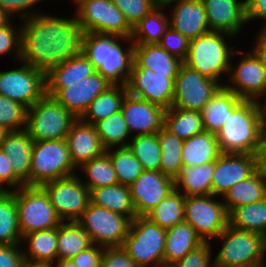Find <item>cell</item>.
Segmentation results:
<instances>
[{"instance_id": "51", "label": "cell", "mask_w": 266, "mask_h": 267, "mask_svg": "<svg viewBox=\"0 0 266 267\" xmlns=\"http://www.w3.org/2000/svg\"><path fill=\"white\" fill-rule=\"evenodd\" d=\"M43 1L45 0H0V9L6 11L12 19L17 16L16 18H18L20 22V20L23 21L27 18L43 13L38 10L36 12L34 7L40 2L43 3Z\"/></svg>"}, {"instance_id": "56", "label": "cell", "mask_w": 266, "mask_h": 267, "mask_svg": "<svg viewBox=\"0 0 266 267\" xmlns=\"http://www.w3.org/2000/svg\"><path fill=\"white\" fill-rule=\"evenodd\" d=\"M104 247L93 244L88 249L79 252L72 260L79 267H101Z\"/></svg>"}, {"instance_id": "25", "label": "cell", "mask_w": 266, "mask_h": 267, "mask_svg": "<svg viewBox=\"0 0 266 267\" xmlns=\"http://www.w3.org/2000/svg\"><path fill=\"white\" fill-rule=\"evenodd\" d=\"M34 140L26 129L6 132L0 149L9 157L15 175L30 186V164Z\"/></svg>"}, {"instance_id": "58", "label": "cell", "mask_w": 266, "mask_h": 267, "mask_svg": "<svg viewBox=\"0 0 266 267\" xmlns=\"http://www.w3.org/2000/svg\"><path fill=\"white\" fill-rule=\"evenodd\" d=\"M251 48L253 49V54L266 67V29L260 28Z\"/></svg>"}, {"instance_id": "26", "label": "cell", "mask_w": 266, "mask_h": 267, "mask_svg": "<svg viewBox=\"0 0 266 267\" xmlns=\"http://www.w3.org/2000/svg\"><path fill=\"white\" fill-rule=\"evenodd\" d=\"M133 61L139 68H148L157 74L168 75L174 81L183 63L159 44L134 45Z\"/></svg>"}, {"instance_id": "42", "label": "cell", "mask_w": 266, "mask_h": 267, "mask_svg": "<svg viewBox=\"0 0 266 267\" xmlns=\"http://www.w3.org/2000/svg\"><path fill=\"white\" fill-rule=\"evenodd\" d=\"M93 125L106 150L127 147L132 138L121 110L106 119L95 122ZM128 138L130 139L127 140Z\"/></svg>"}, {"instance_id": "67", "label": "cell", "mask_w": 266, "mask_h": 267, "mask_svg": "<svg viewBox=\"0 0 266 267\" xmlns=\"http://www.w3.org/2000/svg\"><path fill=\"white\" fill-rule=\"evenodd\" d=\"M153 267H174V266L173 264L162 263V264L154 265Z\"/></svg>"}, {"instance_id": "21", "label": "cell", "mask_w": 266, "mask_h": 267, "mask_svg": "<svg viewBox=\"0 0 266 267\" xmlns=\"http://www.w3.org/2000/svg\"><path fill=\"white\" fill-rule=\"evenodd\" d=\"M165 111L164 107L156 103L131 96L128 93L121 105V112L132 137L158 133L164 125Z\"/></svg>"}, {"instance_id": "61", "label": "cell", "mask_w": 266, "mask_h": 267, "mask_svg": "<svg viewBox=\"0 0 266 267\" xmlns=\"http://www.w3.org/2000/svg\"><path fill=\"white\" fill-rule=\"evenodd\" d=\"M53 265L54 267H79L72 259L56 261Z\"/></svg>"}, {"instance_id": "36", "label": "cell", "mask_w": 266, "mask_h": 267, "mask_svg": "<svg viewBox=\"0 0 266 267\" xmlns=\"http://www.w3.org/2000/svg\"><path fill=\"white\" fill-rule=\"evenodd\" d=\"M92 245L89 234L77 222H62L58 226L57 261L72 259Z\"/></svg>"}, {"instance_id": "9", "label": "cell", "mask_w": 266, "mask_h": 267, "mask_svg": "<svg viewBox=\"0 0 266 267\" xmlns=\"http://www.w3.org/2000/svg\"><path fill=\"white\" fill-rule=\"evenodd\" d=\"M18 224L22 236L58 227L62 221L41 186H23L15 190Z\"/></svg>"}, {"instance_id": "24", "label": "cell", "mask_w": 266, "mask_h": 267, "mask_svg": "<svg viewBox=\"0 0 266 267\" xmlns=\"http://www.w3.org/2000/svg\"><path fill=\"white\" fill-rule=\"evenodd\" d=\"M65 140L72 162L77 168L82 163L106 152L94 125L85 123L80 119L72 124Z\"/></svg>"}, {"instance_id": "16", "label": "cell", "mask_w": 266, "mask_h": 267, "mask_svg": "<svg viewBox=\"0 0 266 267\" xmlns=\"http://www.w3.org/2000/svg\"><path fill=\"white\" fill-rule=\"evenodd\" d=\"M245 52L240 49L242 57L236 65L231 59L229 77L224 86L241 99L258 101L266 90V67L252 51Z\"/></svg>"}, {"instance_id": "54", "label": "cell", "mask_w": 266, "mask_h": 267, "mask_svg": "<svg viewBox=\"0 0 266 267\" xmlns=\"http://www.w3.org/2000/svg\"><path fill=\"white\" fill-rule=\"evenodd\" d=\"M101 267H139L122 247H107L103 250Z\"/></svg>"}, {"instance_id": "49", "label": "cell", "mask_w": 266, "mask_h": 267, "mask_svg": "<svg viewBox=\"0 0 266 267\" xmlns=\"http://www.w3.org/2000/svg\"><path fill=\"white\" fill-rule=\"evenodd\" d=\"M15 25V26H14ZM17 26V27H16ZM12 54L14 60L20 61L21 57V21L20 25L12 22L0 29V56Z\"/></svg>"}, {"instance_id": "5", "label": "cell", "mask_w": 266, "mask_h": 267, "mask_svg": "<svg viewBox=\"0 0 266 267\" xmlns=\"http://www.w3.org/2000/svg\"><path fill=\"white\" fill-rule=\"evenodd\" d=\"M222 243L213 264L225 267H266V237L227 225L214 240ZM221 241V242H219Z\"/></svg>"}, {"instance_id": "1", "label": "cell", "mask_w": 266, "mask_h": 267, "mask_svg": "<svg viewBox=\"0 0 266 267\" xmlns=\"http://www.w3.org/2000/svg\"><path fill=\"white\" fill-rule=\"evenodd\" d=\"M82 35L76 15L61 18L43 11L21 21L20 61L46 74L81 52Z\"/></svg>"}, {"instance_id": "30", "label": "cell", "mask_w": 266, "mask_h": 267, "mask_svg": "<svg viewBox=\"0 0 266 267\" xmlns=\"http://www.w3.org/2000/svg\"><path fill=\"white\" fill-rule=\"evenodd\" d=\"M266 198V173L259 168L247 179L232 186L223 196L227 213L234 208Z\"/></svg>"}, {"instance_id": "40", "label": "cell", "mask_w": 266, "mask_h": 267, "mask_svg": "<svg viewBox=\"0 0 266 267\" xmlns=\"http://www.w3.org/2000/svg\"><path fill=\"white\" fill-rule=\"evenodd\" d=\"M15 191L0 192V245L21 244Z\"/></svg>"}, {"instance_id": "59", "label": "cell", "mask_w": 266, "mask_h": 267, "mask_svg": "<svg viewBox=\"0 0 266 267\" xmlns=\"http://www.w3.org/2000/svg\"><path fill=\"white\" fill-rule=\"evenodd\" d=\"M258 168L266 173V137L262 134L260 147L257 153Z\"/></svg>"}, {"instance_id": "22", "label": "cell", "mask_w": 266, "mask_h": 267, "mask_svg": "<svg viewBox=\"0 0 266 267\" xmlns=\"http://www.w3.org/2000/svg\"><path fill=\"white\" fill-rule=\"evenodd\" d=\"M210 31L225 32L238 37L246 26L245 0H201ZM245 25V26H244Z\"/></svg>"}, {"instance_id": "15", "label": "cell", "mask_w": 266, "mask_h": 267, "mask_svg": "<svg viewBox=\"0 0 266 267\" xmlns=\"http://www.w3.org/2000/svg\"><path fill=\"white\" fill-rule=\"evenodd\" d=\"M222 85L184 63L174 81L173 108L201 111Z\"/></svg>"}, {"instance_id": "45", "label": "cell", "mask_w": 266, "mask_h": 267, "mask_svg": "<svg viewBox=\"0 0 266 267\" xmlns=\"http://www.w3.org/2000/svg\"><path fill=\"white\" fill-rule=\"evenodd\" d=\"M127 147L144 170L160 171L161 148L157 133L133 136Z\"/></svg>"}, {"instance_id": "10", "label": "cell", "mask_w": 266, "mask_h": 267, "mask_svg": "<svg viewBox=\"0 0 266 267\" xmlns=\"http://www.w3.org/2000/svg\"><path fill=\"white\" fill-rule=\"evenodd\" d=\"M75 8L76 19L83 33L131 38L133 28L112 0H84Z\"/></svg>"}, {"instance_id": "52", "label": "cell", "mask_w": 266, "mask_h": 267, "mask_svg": "<svg viewBox=\"0 0 266 267\" xmlns=\"http://www.w3.org/2000/svg\"><path fill=\"white\" fill-rule=\"evenodd\" d=\"M158 44L169 54L178 57L182 61H184L187 57L189 40L170 26L165 31Z\"/></svg>"}, {"instance_id": "50", "label": "cell", "mask_w": 266, "mask_h": 267, "mask_svg": "<svg viewBox=\"0 0 266 267\" xmlns=\"http://www.w3.org/2000/svg\"><path fill=\"white\" fill-rule=\"evenodd\" d=\"M212 244L204 241L197 248L191 250L182 259L176 261L174 267H212Z\"/></svg>"}, {"instance_id": "13", "label": "cell", "mask_w": 266, "mask_h": 267, "mask_svg": "<svg viewBox=\"0 0 266 267\" xmlns=\"http://www.w3.org/2000/svg\"><path fill=\"white\" fill-rule=\"evenodd\" d=\"M79 175L77 173L41 186L62 222H77L90 203V191Z\"/></svg>"}, {"instance_id": "64", "label": "cell", "mask_w": 266, "mask_h": 267, "mask_svg": "<svg viewBox=\"0 0 266 267\" xmlns=\"http://www.w3.org/2000/svg\"><path fill=\"white\" fill-rule=\"evenodd\" d=\"M23 267H54V265H52V264H40V263L25 262Z\"/></svg>"}, {"instance_id": "44", "label": "cell", "mask_w": 266, "mask_h": 267, "mask_svg": "<svg viewBox=\"0 0 266 267\" xmlns=\"http://www.w3.org/2000/svg\"><path fill=\"white\" fill-rule=\"evenodd\" d=\"M77 170H80L87 177V181L81 177L80 179L88 189L111 186L118 183L110 157L106 153L82 163Z\"/></svg>"}, {"instance_id": "69", "label": "cell", "mask_w": 266, "mask_h": 267, "mask_svg": "<svg viewBox=\"0 0 266 267\" xmlns=\"http://www.w3.org/2000/svg\"><path fill=\"white\" fill-rule=\"evenodd\" d=\"M212 267H225V266H217V265H214V264H213V266H212Z\"/></svg>"}, {"instance_id": "47", "label": "cell", "mask_w": 266, "mask_h": 267, "mask_svg": "<svg viewBox=\"0 0 266 267\" xmlns=\"http://www.w3.org/2000/svg\"><path fill=\"white\" fill-rule=\"evenodd\" d=\"M27 110L21 103L0 95V126L7 132L26 129Z\"/></svg>"}, {"instance_id": "53", "label": "cell", "mask_w": 266, "mask_h": 267, "mask_svg": "<svg viewBox=\"0 0 266 267\" xmlns=\"http://www.w3.org/2000/svg\"><path fill=\"white\" fill-rule=\"evenodd\" d=\"M23 186L25 184L15 175L9 157L0 149V190L15 191Z\"/></svg>"}, {"instance_id": "32", "label": "cell", "mask_w": 266, "mask_h": 267, "mask_svg": "<svg viewBox=\"0 0 266 267\" xmlns=\"http://www.w3.org/2000/svg\"><path fill=\"white\" fill-rule=\"evenodd\" d=\"M203 242L195 229L185 221L166 229L164 263L174 264Z\"/></svg>"}, {"instance_id": "43", "label": "cell", "mask_w": 266, "mask_h": 267, "mask_svg": "<svg viewBox=\"0 0 266 267\" xmlns=\"http://www.w3.org/2000/svg\"><path fill=\"white\" fill-rule=\"evenodd\" d=\"M161 148L160 171L173 180L179 175L182 164L183 139L164 127L157 133Z\"/></svg>"}, {"instance_id": "6", "label": "cell", "mask_w": 266, "mask_h": 267, "mask_svg": "<svg viewBox=\"0 0 266 267\" xmlns=\"http://www.w3.org/2000/svg\"><path fill=\"white\" fill-rule=\"evenodd\" d=\"M65 139L34 141L30 164V186L77 174Z\"/></svg>"}, {"instance_id": "41", "label": "cell", "mask_w": 266, "mask_h": 267, "mask_svg": "<svg viewBox=\"0 0 266 267\" xmlns=\"http://www.w3.org/2000/svg\"><path fill=\"white\" fill-rule=\"evenodd\" d=\"M185 199L186 196L174 188L146 217L164 229L180 224L184 222Z\"/></svg>"}, {"instance_id": "3", "label": "cell", "mask_w": 266, "mask_h": 267, "mask_svg": "<svg viewBox=\"0 0 266 267\" xmlns=\"http://www.w3.org/2000/svg\"><path fill=\"white\" fill-rule=\"evenodd\" d=\"M258 102L243 100L216 133L221 153L257 155L262 137Z\"/></svg>"}, {"instance_id": "48", "label": "cell", "mask_w": 266, "mask_h": 267, "mask_svg": "<svg viewBox=\"0 0 266 267\" xmlns=\"http://www.w3.org/2000/svg\"><path fill=\"white\" fill-rule=\"evenodd\" d=\"M112 2L123 13L132 28L157 8L155 0H112Z\"/></svg>"}, {"instance_id": "7", "label": "cell", "mask_w": 266, "mask_h": 267, "mask_svg": "<svg viewBox=\"0 0 266 267\" xmlns=\"http://www.w3.org/2000/svg\"><path fill=\"white\" fill-rule=\"evenodd\" d=\"M165 242L166 229L146 216H136L121 247L139 267H153L164 263Z\"/></svg>"}, {"instance_id": "20", "label": "cell", "mask_w": 266, "mask_h": 267, "mask_svg": "<svg viewBox=\"0 0 266 267\" xmlns=\"http://www.w3.org/2000/svg\"><path fill=\"white\" fill-rule=\"evenodd\" d=\"M129 188L136 216H146L172 192L175 184L161 171L144 170Z\"/></svg>"}, {"instance_id": "31", "label": "cell", "mask_w": 266, "mask_h": 267, "mask_svg": "<svg viewBox=\"0 0 266 267\" xmlns=\"http://www.w3.org/2000/svg\"><path fill=\"white\" fill-rule=\"evenodd\" d=\"M90 203L95 206L128 216L131 220L136 217L129 186L117 183L89 189Z\"/></svg>"}, {"instance_id": "38", "label": "cell", "mask_w": 266, "mask_h": 267, "mask_svg": "<svg viewBox=\"0 0 266 267\" xmlns=\"http://www.w3.org/2000/svg\"><path fill=\"white\" fill-rule=\"evenodd\" d=\"M163 127L183 140L204 131L200 111L173 107L166 109Z\"/></svg>"}, {"instance_id": "4", "label": "cell", "mask_w": 266, "mask_h": 267, "mask_svg": "<svg viewBox=\"0 0 266 267\" xmlns=\"http://www.w3.org/2000/svg\"><path fill=\"white\" fill-rule=\"evenodd\" d=\"M228 38L231 40L235 37L225 32L209 31L191 39L183 63L224 86L221 78L226 74L228 76L231 59L240 54V50H234L227 43Z\"/></svg>"}, {"instance_id": "2", "label": "cell", "mask_w": 266, "mask_h": 267, "mask_svg": "<svg viewBox=\"0 0 266 267\" xmlns=\"http://www.w3.org/2000/svg\"><path fill=\"white\" fill-rule=\"evenodd\" d=\"M128 46L124 49L121 41ZM131 38L98 33H83L81 52L113 85H126L133 64Z\"/></svg>"}, {"instance_id": "35", "label": "cell", "mask_w": 266, "mask_h": 267, "mask_svg": "<svg viewBox=\"0 0 266 267\" xmlns=\"http://www.w3.org/2000/svg\"><path fill=\"white\" fill-rule=\"evenodd\" d=\"M126 94V85L110 86L89 104L79 119L88 124H94L101 119H106L121 110V105Z\"/></svg>"}, {"instance_id": "28", "label": "cell", "mask_w": 266, "mask_h": 267, "mask_svg": "<svg viewBox=\"0 0 266 267\" xmlns=\"http://www.w3.org/2000/svg\"><path fill=\"white\" fill-rule=\"evenodd\" d=\"M243 100L234 92L222 86L200 111L204 130L216 134Z\"/></svg>"}, {"instance_id": "68", "label": "cell", "mask_w": 266, "mask_h": 267, "mask_svg": "<svg viewBox=\"0 0 266 267\" xmlns=\"http://www.w3.org/2000/svg\"><path fill=\"white\" fill-rule=\"evenodd\" d=\"M82 1L84 0H72L71 2H73L72 4H75L77 6Z\"/></svg>"}, {"instance_id": "66", "label": "cell", "mask_w": 266, "mask_h": 267, "mask_svg": "<svg viewBox=\"0 0 266 267\" xmlns=\"http://www.w3.org/2000/svg\"><path fill=\"white\" fill-rule=\"evenodd\" d=\"M6 132L7 131L0 126V143L3 140V137H4Z\"/></svg>"}, {"instance_id": "14", "label": "cell", "mask_w": 266, "mask_h": 267, "mask_svg": "<svg viewBox=\"0 0 266 267\" xmlns=\"http://www.w3.org/2000/svg\"><path fill=\"white\" fill-rule=\"evenodd\" d=\"M18 69L0 71V95L30 108L46 94L45 73L19 61Z\"/></svg>"}, {"instance_id": "33", "label": "cell", "mask_w": 266, "mask_h": 267, "mask_svg": "<svg viewBox=\"0 0 266 267\" xmlns=\"http://www.w3.org/2000/svg\"><path fill=\"white\" fill-rule=\"evenodd\" d=\"M220 154L217 135L204 130L183 141L182 164L199 166L216 161Z\"/></svg>"}, {"instance_id": "57", "label": "cell", "mask_w": 266, "mask_h": 267, "mask_svg": "<svg viewBox=\"0 0 266 267\" xmlns=\"http://www.w3.org/2000/svg\"><path fill=\"white\" fill-rule=\"evenodd\" d=\"M246 20L250 21L263 19L261 29H266V0H245Z\"/></svg>"}, {"instance_id": "8", "label": "cell", "mask_w": 266, "mask_h": 267, "mask_svg": "<svg viewBox=\"0 0 266 267\" xmlns=\"http://www.w3.org/2000/svg\"><path fill=\"white\" fill-rule=\"evenodd\" d=\"M77 118L53 96L45 94L27 110V126L34 141L66 139Z\"/></svg>"}, {"instance_id": "60", "label": "cell", "mask_w": 266, "mask_h": 267, "mask_svg": "<svg viewBox=\"0 0 266 267\" xmlns=\"http://www.w3.org/2000/svg\"><path fill=\"white\" fill-rule=\"evenodd\" d=\"M11 22H13L12 17L6 11L0 9V29L5 28Z\"/></svg>"}, {"instance_id": "18", "label": "cell", "mask_w": 266, "mask_h": 267, "mask_svg": "<svg viewBox=\"0 0 266 267\" xmlns=\"http://www.w3.org/2000/svg\"><path fill=\"white\" fill-rule=\"evenodd\" d=\"M112 85L96 71L83 80L66 84V88H46V94L53 96L65 109L79 119L89 104Z\"/></svg>"}, {"instance_id": "11", "label": "cell", "mask_w": 266, "mask_h": 267, "mask_svg": "<svg viewBox=\"0 0 266 267\" xmlns=\"http://www.w3.org/2000/svg\"><path fill=\"white\" fill-rule=\"evenodd\" d=\"M77 223L89 234L93 244L107 247H121L127 237L131 219L89 203Z\"/></svg>"}, {"instance_id": "37", "label": "cell", "mask_w": 266, "mask_h": 267, "mask_svg": "<svg viewBox=\"0 0 266 267\" xmlns=\"http://www.w3.org/2000/svg\"><path fill=\"white\" fill-rule=\"evenodd\" d=\"M166 9L168 8L157 7L135 25L131 36L134 45L158 44L160 42L170 26Z\"/></svg>"}, {"instance_id": "62", "label": "cell", "mask_w": 266, "mask_h": 267, "mask_svg": "<svg viewBox=\"0 0 266 267\" xmlns=\"http://www.w3.org/2000/svg\"><path fill=\"white\" fill-rule=\"evenodd\" d=\"M262 100L264 101V103L262 102ZM257 102H258L261 114H266V90Z\"/></svg>"}, {"instance_id": "17", "label": "cell", "mask_w": 266, "mask_h": 267, "mask_svg": "<svg viewBox=\"0 0 266 267\" xmlns=\"http://www.w3.org/2000/svg\"><path fill=\"white\" fill-rule=\"evenodd\" d=\"M131 96L171 108L174 99V80L148 68H139L134 62L126 83Z\"/></svg>"}, {"instance_id": "34", "label": "cell", "mask_w": 266, "mask_h": 267, "mask_svg": "<svg viewBox=\"0 0 266 267\" xmlns=\"http://www.w3.org/2000/svg\"><path fill=\"white\" fill-rule=\"evenodd\" d=\"M215 161L199 166H182L174 179L175 189L185 196L211 195Z\"/></svg>"}, {"instance_id": "23", "label": "cell", "mask_w": 266, "mask_h": 267, "mask_svg": "<svg viewBox=\"0 0 266 267\" xmlns=\"http://www.w3.org/2000/svg\"><path fill=\"white\" fill-rule=\"evenodd\" d=\"M166 7L169 25L189 41L210 31L206 11L201 0H179Z\"/></svg>"}, {"instance_id": "12", "label": "cell", "mask_w": 266, "mask_h": 267, "mask_svg": "<svg viewBox=\"0 0 266 267\" xmlns=\"http://www.w3.org/2000/svg\"><path fill=\"white\" fill-rule=\"evenodd\" d=\"M218 197L196 195L186 196L185 199L184 221L189 223L204 241L216 238L229 224L225 204L223 200L219 201Z\"/></svg>"}, {"instance_id": "65", "label": "cell", "mask_w": 266, "mask_h": 267, "mask_svg": "<svg viewBox=\"0 0 266 267\" xmlns=\"http://www.w3.org/2000/svg\"><path fill=\"white\" fill-rule=\"evenodd\" d=\"M262 132L266 137V114H262Z\"/></svg>"}, {"instance_id": "46", "label": "cell", "mask_w": 266, "mask_h": 267, "mask_svg": "<svg viewBox=\"0 0 266 267\" xmlns=\"http://www.w3.org/2000/svg\"><path fill=\"white\" fill-rule=\"evenodd\" d=\"M111 160L118 183L130 186L144 171L140 161L128 147L110 148L105 152Z\"/></svg>"}, {"instance_id": "29", "label": "cell", "mask_w": 266, "mask_h": 267, "mask_svg": "<svg viewBox=\"0 0 266 267\" xmlns=\"http://www.w3.org/2000/svg\"><path fill=\"white\" fill-rule=\"evenodd\" d=\"M94 72H96L94 65L80 52L45 74L46 88H66V84L83 80Z\"/></svg>"}, {"instance_id": "63", "label": "cell", "mask_w": 266, "mask_h": 267, "mask_svg": "<svg viewBox=\"0 0 266 267\" xmlns=\"http://www.w3.org/2000/svg\"><path fill=\"white\" fill-rule=\"evenodd\" d=\"M176 1H179V0H155V3L157 7H166L169 4L176 2Z\"/></svg>"}, {"instance_id": "19", "label": "cell", "mask_w": 266, "mask_h": 267, "mask_svg": "<svg viewBox=\"0 0 266 267\" xmlns=\"http://www.w3.org/2000/svg\"><path fill=\"white\" fill-rule=\"evenodd\" d=\"M257 169V155L221 153L215 161L211 195L223 197L232 186L250 177Z\"/></svg>"}, {"instance_id": "55", "label": "cell", "mask_w": 266, "mask_h": 267, "mask_svg": "<svg viewBox=\"0 0 266 267\" xmlns=\"http://www.w3.org/2000/svg\"><path fill=\"white\" fill-rule=\"evenodd\" d=\"M25 262L21 244L0 245V267H23Z\"/></svg>"}, {"instance_id": "39", "label": "cell", "mask_w": 266, "mask_h": 267, "mask_svg": "<svg viewBox=\"0 0 266 267\" xmlns=\"http://www.w3.org/2000/svg\"><path fill=\"white\" fill-rule=\"evenodd\" d=\"M228 218L232 227L266 237V198L234 208Z\"/></svg>"}, {"instance_id": "27", "label": "cell", "mask_w": 266, "mask_h": 267, "mask_svg": "<svg viewBox=\"0 0 266 267\" xmlns=\"http://www.w3.org/2000/svg\"><path fill=\"white\" fill-rule=\"evenodd\" d=\"M57 235L58 227L23 235L21 247L25 261L53 265L57 261ZM23 242L26 244L22 246Z\"/></svg>"}]
</instances>
